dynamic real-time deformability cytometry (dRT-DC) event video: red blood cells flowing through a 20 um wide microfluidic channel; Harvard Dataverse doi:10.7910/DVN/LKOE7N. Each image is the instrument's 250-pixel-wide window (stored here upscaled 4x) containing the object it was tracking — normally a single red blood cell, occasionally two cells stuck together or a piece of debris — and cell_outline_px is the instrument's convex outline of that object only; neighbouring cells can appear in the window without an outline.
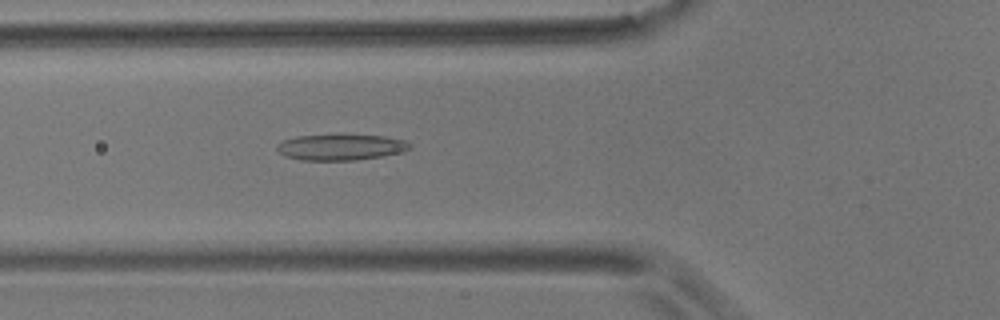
{"species": "common noctule bat (a hibernating species)", "species_latin": "Nyctalus noctula", "temperature_condition": "room temperature", "stored_images_in_passage": 39, "camera_frame_rate_fps": 3000, "um_per_image_px": 0.085, "animal": {"sex": "male", "body_mass_g": 17.9}, "frame": {"image": 1, "passage_image": 3, "time_ms": 0.667, "image_size_px": [1000, 320], "cell_outline_px": [[412, 148], [404, 152], [356, 160], [300, 160], [284, 156], [276, 148], [276, 144], [284, 140], [296, 136], [384, 136], [404, 140], [412, 144]], "centroid_in_image_um": [28.98, 12.53], "position_along_channel_um": 96.8, "area_um2": 19.77}}
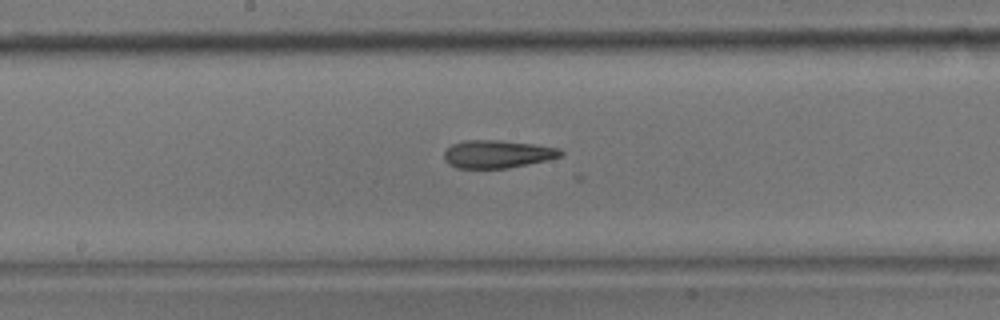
{"frame": {"image": 2, "passage_image": 12, "time_ms": 3.667, "image_size_px": [1000, 320], "cell_outline_px": [[564, 152], [560, 156], [528, 164], [508, 168], [456, 168], [448, 164], [444, 160], [444, 152], [452, 144], [464, 140], [500, 140], [532, 144], [560, 148]], "centroid_in_image_um": [42.23, 13.09], "position_along_channel_um": 206.0, "area_um2": 18.84}}
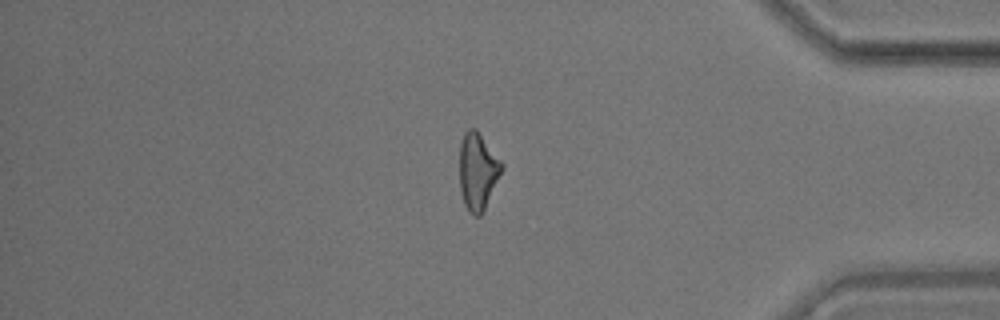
{"frame": {"image": 3, "passage_image": 30, "time_ms": 9.667, "image_size_px": [1000, 320], "cell_outline_px": [[504, 168], [480, 216], [472, 216], [468, 212], [464, 204], [460, 192], [460, 144], [464, 132], [468, 128], [476, 128], [504, 164]], "centroid_in_image_um": [40.6, 14.55], "position_along_channel_um": 394.6, "area_um2": 19.02}}